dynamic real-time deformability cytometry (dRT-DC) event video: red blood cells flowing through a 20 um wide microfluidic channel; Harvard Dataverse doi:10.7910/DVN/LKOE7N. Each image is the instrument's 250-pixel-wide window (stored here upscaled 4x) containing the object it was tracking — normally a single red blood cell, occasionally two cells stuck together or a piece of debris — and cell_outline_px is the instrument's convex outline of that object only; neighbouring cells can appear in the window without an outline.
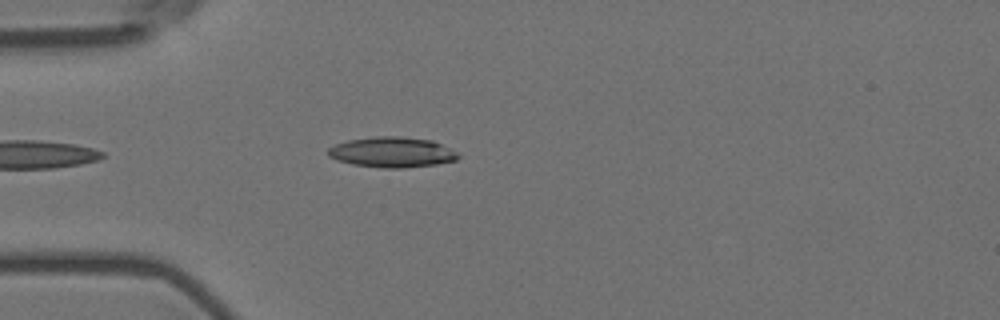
{"species": "Egyptian fruit bat (a non-hibernating species)", "species_latin": "Rousettus aegyptiacus", "temperature_condition": "room temperature", "stored_images_in_passage": 26, "camera_frame_rate_fps": 3000, "um_per_image_px": 0.085, "animal": {"sex": "female"}, "frame": {"image": 1, "passage_image": 5, "time_ms": 1.333, "image_size_px": [1000, 320], "cell_outline_px": [[460, 156], [456, 160], [436, 164], [404, 168], [380, 168], [352, 164], [336, 160], [328, 156], [328, 148], [336, 144], [348, 140], [376, 136], [400, 136], [432, 140], [456, 152]], "centroid_in_image_um": [33.29, 12.94], "position_along_channel_um": 51.7, "area_um2": 23.0}}
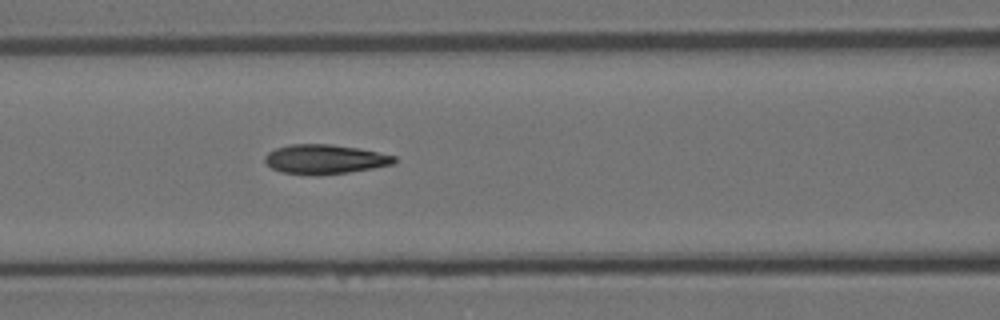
{"frame": {"image": 2, "passage_image": 13, "time_ms": 4.0, "image_size_px": [1000, 320], "cell_outline_px": [[396, 160], [392, 164], [372, 168], [348, 172], [320, 176], [316, 176], [280, 172], [272, 168], [264, 160], [264, 156], [268, 152], [276, 148], [292, 144], [332, 144], [360, 148], [396, 156]], "centroid_in_image_um": [27.59, 13.54], "position_along_channel_um": 139.0, "area_um2": 22.31}}
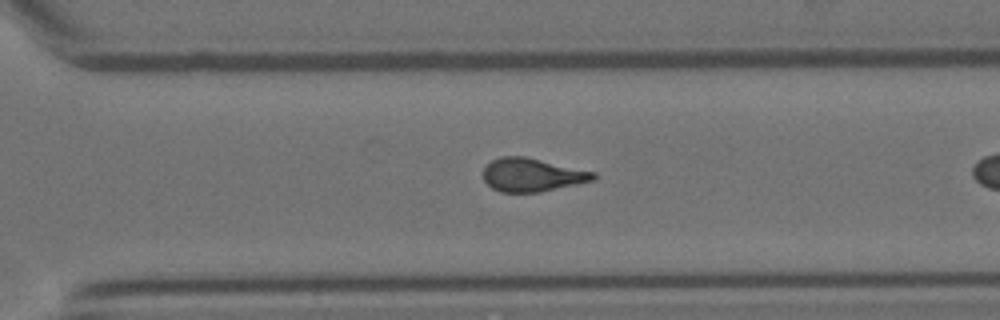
{"frame": {"image": 3, "passage_image": 25, "time_ms": 8.0, "image_size_px": [1000, 320], "cell_outline_px": [[596, 176], [592, 180], [576, 184], [540, 192], [500, 192], [492, 188], [484, 180], [484, 168], [492, 160], [500, 156], [524, 156], [596, 172]], "centroid_in_image_um": [45.21, 14.86], "position_along_channel_um": 325.4, "area_um2": 21.21}}